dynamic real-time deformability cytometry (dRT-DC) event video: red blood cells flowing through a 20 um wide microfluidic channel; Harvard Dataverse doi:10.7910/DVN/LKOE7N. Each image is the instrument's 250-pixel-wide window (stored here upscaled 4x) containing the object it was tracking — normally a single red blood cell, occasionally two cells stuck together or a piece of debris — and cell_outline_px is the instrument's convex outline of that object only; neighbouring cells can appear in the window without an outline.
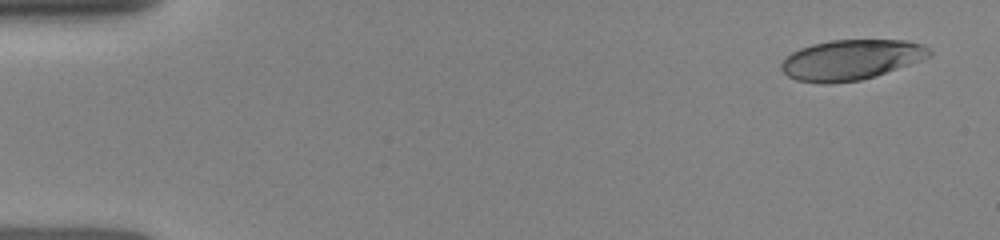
{"species": "human", "species_latin": "Homo sapiens", "temperature_condition": "room temperature", "stored_images_in_passage": 7, "camera_frame_rate_fps": 3000, "um_per_image_px": 0.085, "donor": {"sex": "female"}, "frame": {"image": 1, "passage_image": 1, "time_ms": 0.0, "image_size_px": [1000, 240], "cell_outline_px": [[932, 56], [876, 76], [860, 80], [828, 84], [824, 84], [796, 80], [788, 76], [780, 68], [780, 64], [792, 52], [800, 48], [812, 44], [832, 40], [908, 40], [924, 44], [932, 52]], "centroid_in_image_um": [72.35, 5.08], "position_along_channel_um": 12.6, "area_um2": 34.8}}
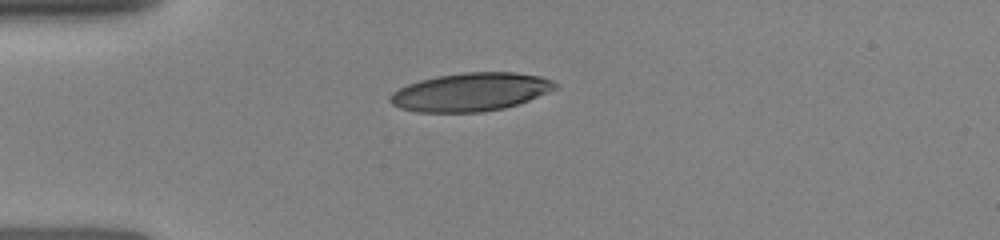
{"frame": {"image": 2, "passage_image": 5, "time_ms": 3.333, "image_size_px": [1000, 240], "cell_outline_px": [[556, 88], [548, 92], [528, 100], [504, 108], [484, 112], [416, 112], [400, 108], [392, 104], [388, 100], [388, 96], [392, 92], [408, 84], [420, 80], [436, 76], [464, 72], [516, 72], [540, 76], [552, 80], [556, 84]], "centroid_in_image_um": [39.97, 7.82], "position_along_channel_um": 45.0, "area_um2": 36.82}}
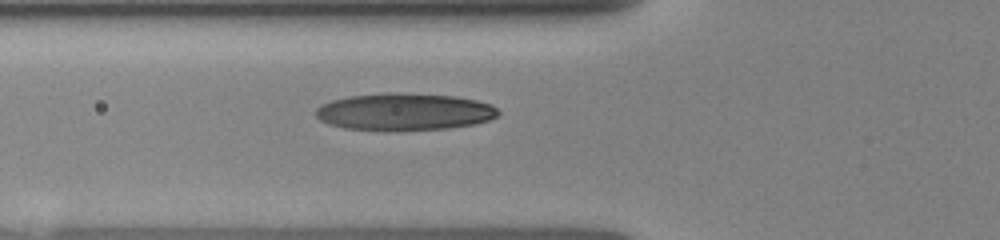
{"frame": {"image": 3, "passage_image": 7, "time_ms": 5.0, "image_size_px": [1000, 240], "cell_outline_px": [[500, 112], [496, 116], [488, 120], [476, 124], [448, 128], [344, 128], [328, 124], [320, 120], [316, 116], [316, 108], [320, 104], [332, 100], [348, 96], [388, 92], [400, 92], [456, 96], [476, 100], [492, 104]], "centroid_in_image_um": [34.38, 9.45], "position_along_channel_um": 91.4, "area_um2": 38.78}}